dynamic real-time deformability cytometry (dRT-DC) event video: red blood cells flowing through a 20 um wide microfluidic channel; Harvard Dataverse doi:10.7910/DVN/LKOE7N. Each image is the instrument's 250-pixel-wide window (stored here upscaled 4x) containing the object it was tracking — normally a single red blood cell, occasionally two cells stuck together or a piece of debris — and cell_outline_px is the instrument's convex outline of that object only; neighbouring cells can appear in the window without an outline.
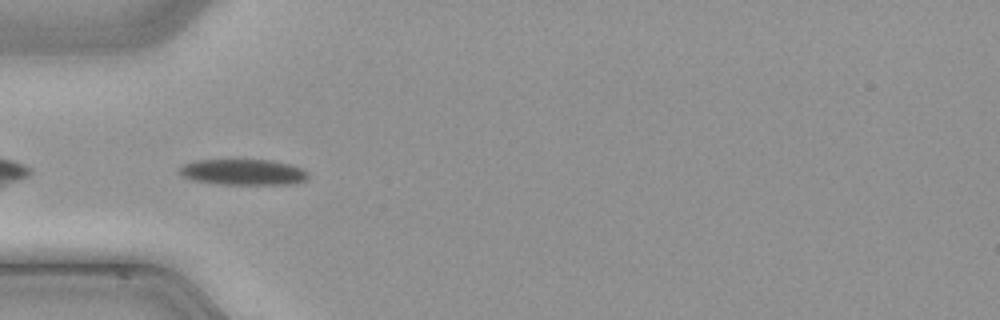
{"species": "common noctule bat (a hibernating species)", "species_latin": "Nyctalus noctula", "temperature_condition": "cold", "stored_images_in_passage": 35, "camera_frame_rate_fps": 3000, "um_per_image_px": 0.085, "animal": {"sex": "male", "body_mass_g": 21.5, "forearm_length_mm": 52.0}, "frame": {"image": 1, "passage_image": 2, "time_ms": 0.333, "image_size_px": [1000, 320], "cell_outline_px": [[308, 176], [304, 180], [292, 184], [220, 184], [192, 180], [184, 176], [180, 172], [180, 168], [184, 164], [196, 160], [272, 160], [288, 164], [300, 168], [308, 172]], "centroid_in_image_um": [20.67, 14.63], "position_along_channel_um": 64.3, "area_um2": 19.13}}
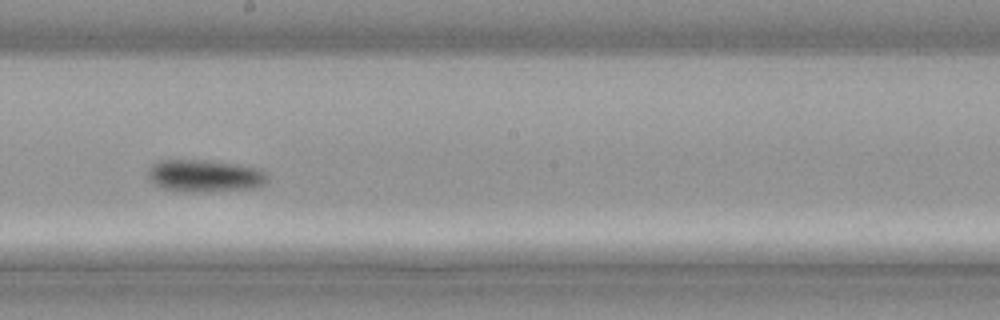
{"frame": {"image": 2, "passage_image": 14, "time_ms": 4.333, "image_size_px": [1000, 320], "cell_outline_px": [[268, 180], [260, 188], [200, 192], [184, 192], [160, 188], [148, 176], [148, 172], [152, 164], [160, 160], [200, 160], [236, 164], [260, 168], [268, 176]], "centroid_in_image_um": [17.44, 14.96], "position_along_channel_um": 230.8, "area_um2": 22.6}}
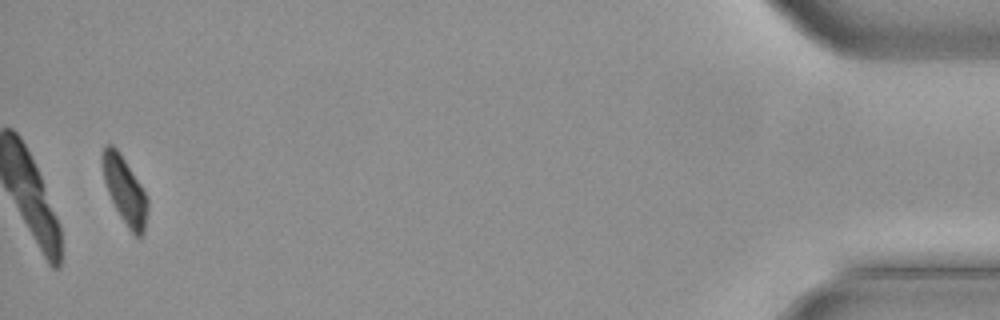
{"frame": {"image": 3, "passage_image": 34, "time_ms": 11.0, "image_size_px": [1000, 320], "cell_outline_px": [[148, 208], [144, 232], [140, 236], [136, 236], [128, 228], [120, 216], [108, 192], [104, 180], [100, 164], [100, 156], [104, 148], [108, 144], [112, 144], [120, 152], [148, 196]], "centroid_in_image_um": [10.59, 16.13], "position_along_channel_um": 424.6, "area_um2": 17.69}}